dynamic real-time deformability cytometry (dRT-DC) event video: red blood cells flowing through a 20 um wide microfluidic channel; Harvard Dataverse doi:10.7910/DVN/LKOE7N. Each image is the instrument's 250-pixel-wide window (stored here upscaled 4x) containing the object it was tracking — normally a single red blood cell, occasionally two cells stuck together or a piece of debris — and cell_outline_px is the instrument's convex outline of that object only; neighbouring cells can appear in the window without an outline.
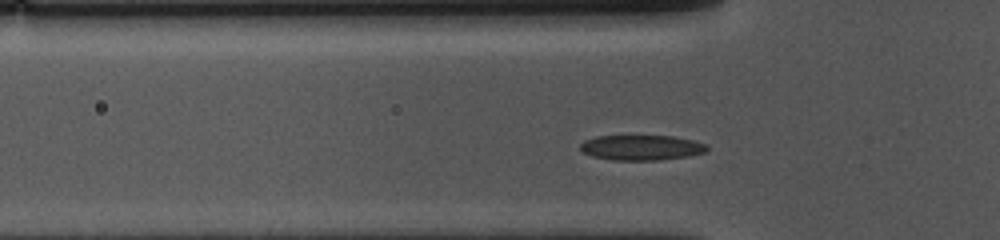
{"species": "common noctule bat (a hibernating species)", "species_latin": "Nyctalus noctula", "temperature_condition": "cold", "stored_images_in_passage": 29, "camera_frame_rate_fps": 3000, "um_per_image_px": 0.085, "animal": {"sex": "female", "body_mass_g": 10.0, "forearm_length_mm": 53.1}, "frame": {"image": 1, "passage_image": 2, "time_ms": 0.333, "image_size_px": [1000, 240], "cell_outline_px": [[708, 152], [688, 156], [656, 160], [612, 160], [592, 156], [584, 152], [580, 148], [580, 144], [584, 140], [596, 136], [672, 136], [692, 140], [708, 144]], "centroid_in_image_um": [54.54, 12.54], "position_along_channel_um": 71.3, "area_um2": 18.61}}
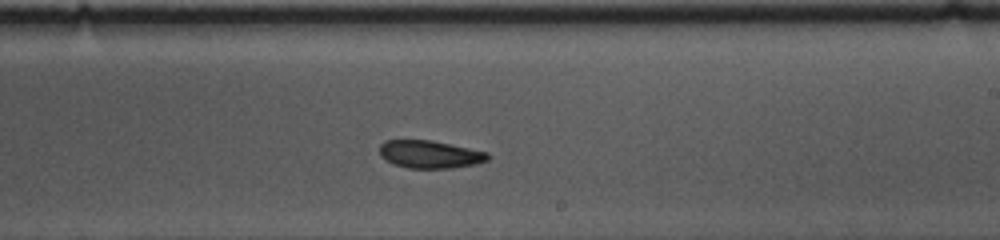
{"frame": {"image": 2, "passage_image": 17, "time_ms": 5.333, "image_size_px": [1000, 240], "cell_outline_px": [[492, 156], [488, 160], [476, 164], [452, 168], [408, 168], [384, 160], [380, 156], [380, 144], [384, 140], [432, 140], [488, 152]], "centroid_in_image_um": [36.56, 13.11], "position_along_channel_um": 252.4, "area_um2": 17.63}}
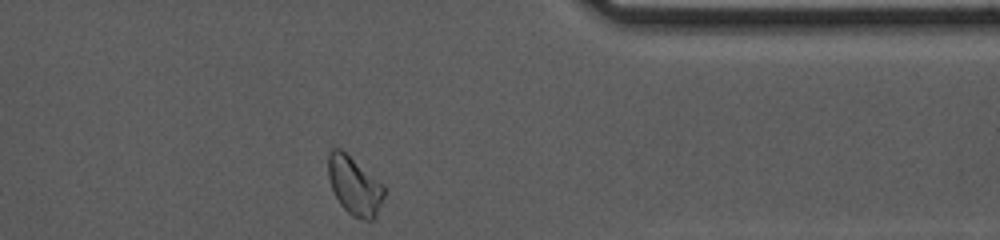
{"frame": {"image": 3, "passage_image": 29, "time_ms": 9.333, "image_size_px": [1000, 240], "cell_outline_px": [[384, 196], [376, 216], [372, 220], [368, 220], [352, 216], [340, 204], [332, 188], [328, 176], [328, 152], [332, 148], [340, 148], [384, 184]], "centroid_in_image_um": [30.13, 15.77], "position_along_channel_um": 381.3, "area_um2": 18.9}, "authors_computed_cell_mechanics": {"area_um2": 18.1492, "velocity_mm_per_s": 3.6162, "shape_relaxation_time_tau1_ms": 2.9706, "shape_relaxation_time_tau2_ms": 1.6878, "deformation_change_tau1": 0.0983, "deformation_change_tau2": 0.0522}}